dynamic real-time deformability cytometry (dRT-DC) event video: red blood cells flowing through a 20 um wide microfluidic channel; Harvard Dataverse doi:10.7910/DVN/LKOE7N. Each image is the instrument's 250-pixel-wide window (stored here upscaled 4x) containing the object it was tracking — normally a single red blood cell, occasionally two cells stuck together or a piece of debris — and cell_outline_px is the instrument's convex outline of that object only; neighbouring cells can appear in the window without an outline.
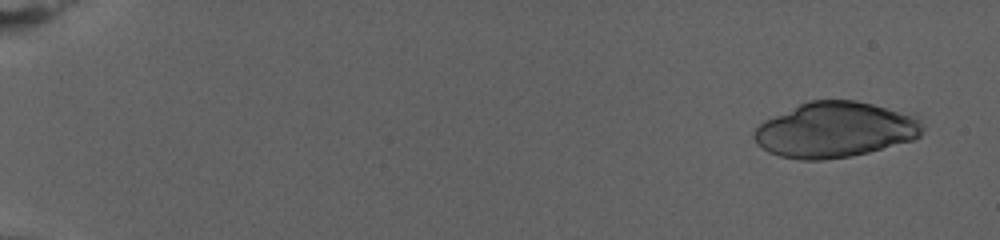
{"species": "human", "species_latin": "Homo sapiens", "temperature_condition": "warm", "stored_images_in_passage": 51, "camera_frame_rate_fps": 3000, "um_per_image_px": 0.085, "donor": {"sex": "female"}, "frame": {"image": 1, "passage_image": 1, "time_ms": 0.0, "image_size_px": [1000, 240], "cell_outline_px": [[924, 132], [920, 136], [912, 140], [868, 152], [848, 156], [824, 160], [800, 160], [780, 156], [768, 152], [756, 144], [752, 136], [756, 128], [764, 120], [808, 100], [856, 100], [916, 112], [924, 124]], "centroid_in_image_um": [71.06, 11.01], "position_along_channel_um": 13.9, "area_um2": 55.31}}
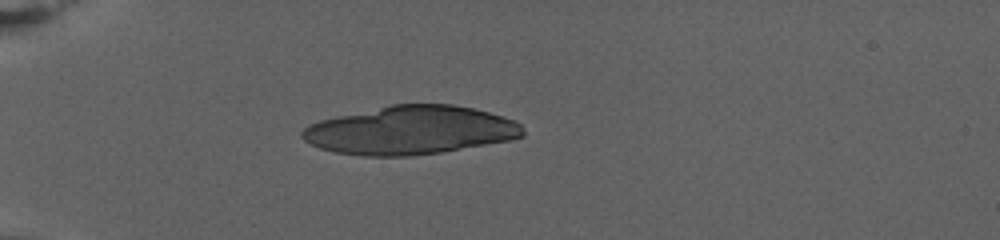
{"frame": {"image": 2, "passage_image": 21, "time_ms": 6.667, "image_size_px": [1000, 240], "cell_outline_px": [[524, 136], [512, 140], [440, 152], [408, 156], [364, 156], [336, 152], [320, 148], [304, 140], [300, 136], [300, 132], [308, 124], [320, 120], [392, 104], [452, 104], [472, 108], [488, 112], [512, 120], [520, 124], [524, 128]], "centroid_in_image_um": [34.88, 11.07], "position_along_channel_um": 50.1, "area_um2": 62.08}}